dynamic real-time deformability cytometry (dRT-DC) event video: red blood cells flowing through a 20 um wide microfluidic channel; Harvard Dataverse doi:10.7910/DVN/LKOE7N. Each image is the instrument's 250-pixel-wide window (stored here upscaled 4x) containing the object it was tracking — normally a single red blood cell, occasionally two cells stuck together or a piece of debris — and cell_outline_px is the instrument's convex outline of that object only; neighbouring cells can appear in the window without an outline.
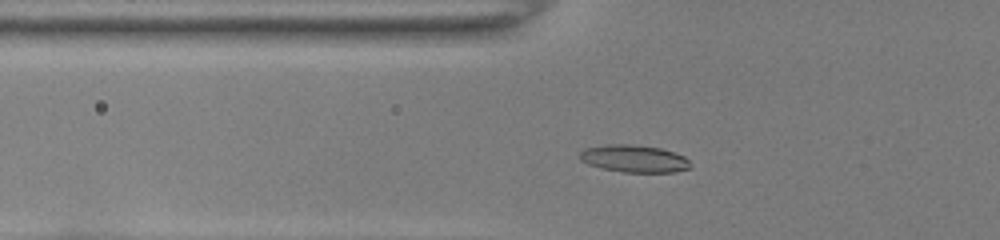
{"species": "common noctule bat (a hibernating species)", "species_latin": "Nyctalus noctula", "temperature_condition": "room temperature", "stored_images_in_passage": 42, "camera_frame_rate_fps": 3000, "um_per_image_px": 0.085, "animal": {"sex": "female", "body_mass_g": 22.0, "forearm_length_mm": 56.7}, "frame": {"image": 1, "passage_image": 10, "time_ms": 3.0, "image_size_px": [1000, 240], "cell_outline_px": [[692, 164], [688, 168], [676, 172], [624, 172], [600, 168], [588, 164], [580, 160], [580, 152], [584, 148], [612, 144], [632, 144], [660, 148], [684, 156]], "centroid_in_image_um": [53.89, 13.49], "position_along_channel_um": 71.9, "area_um2": 17.57}}
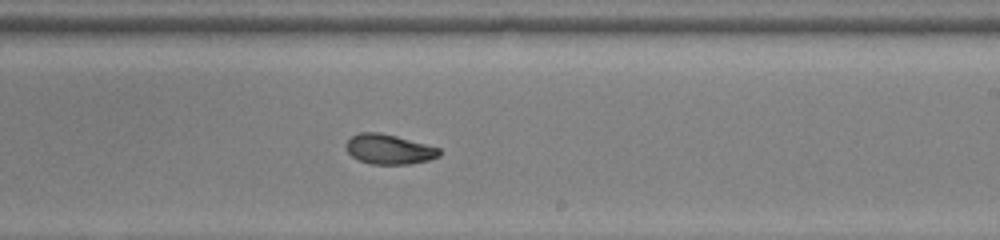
{"frame": {"image": 2, "passage_image": 24, "time_ms": 7.667, "image_size_px": [1000, 240], "cell_outline_px": [[440, 156], [428, 160], [408, 164], [372, 164], [360, 160], [352, 156], [348, 152], [344, 144], [352, 136], [360, 132], [380, 132], [396, 136], [440, 148]], "centroid_in_image_um": [33.05, 12.68], "position_along_channel_um": 255.9, "area_um2": 16.13}}
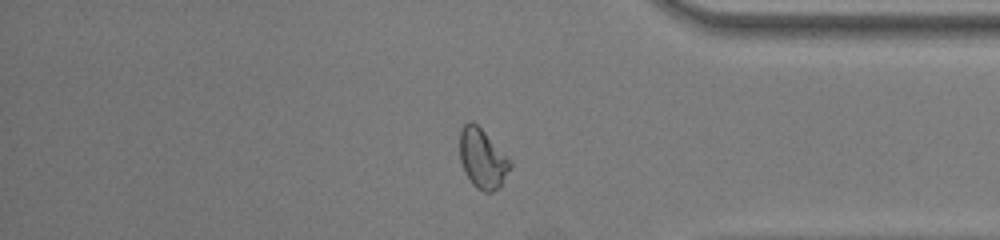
{"frame": {"image": 3, "passage_image": 35, "time_ms": 11.333, "image_size_px": [1000, 240], "cell_outline_px": [[512, 164], [500, 184], [492, 192], [484, 192], [476, 188], [472, 184], [464, 172], [460, 160], [460, 128], [468, 120], [472, 120], [484, 132]], "centroid_in_image_um": [40.94, 13.47], "position_along_channel_um": 394.3, "area_um2": 16.99}, "authors_computed_cell_mechanics": {"area_um2": 16.5019, "velocity_mm_per_s": 4.0141, "shape_relaxation_time_tau1_ms": 4.6736, "shape_relaxation_time_tau2_ms": 1.7238, "deformation_change_tau1": 0.1625, "deformation_change_tau2": 0.0648}}